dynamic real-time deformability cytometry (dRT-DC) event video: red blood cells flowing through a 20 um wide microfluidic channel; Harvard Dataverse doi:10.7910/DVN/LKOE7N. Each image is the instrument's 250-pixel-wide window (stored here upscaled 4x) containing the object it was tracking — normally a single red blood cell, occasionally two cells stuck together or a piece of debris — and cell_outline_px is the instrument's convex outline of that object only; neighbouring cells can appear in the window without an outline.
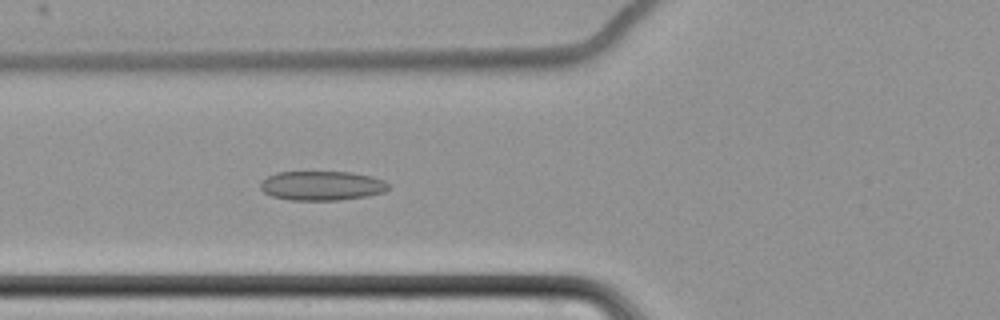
{"species": "common noctule bat (a hibernating species)", "species_latin": "Nyctalus noctula", "temperature_condition": "cold", "stored_images_in_passage": 64, "camera_frame_rate_fps": 3000, "um_per_image_px": 0.085, "animal": {"sex": "female", "body_mass_g": 22.7, "forearm_length_mm": 54.2}, "frame": {"image": 1, "passage_image": 27, "time_ms": 8.667, "image_size_px": [1000, 320], "cell_outline_px": [[388, 188], [384, 192], [364, 196], [340, 200], [292, 200], [272, 196], [264, 192], [260, 188], [260, 184], [268, 176], [276, 172], [352, 172], [372, 176], [384, 180], [388, 184]], "centroid_in_image_um": [27.36, 15.78], "position_along_channel_um": 98.4, "area_um2": 21.79}}
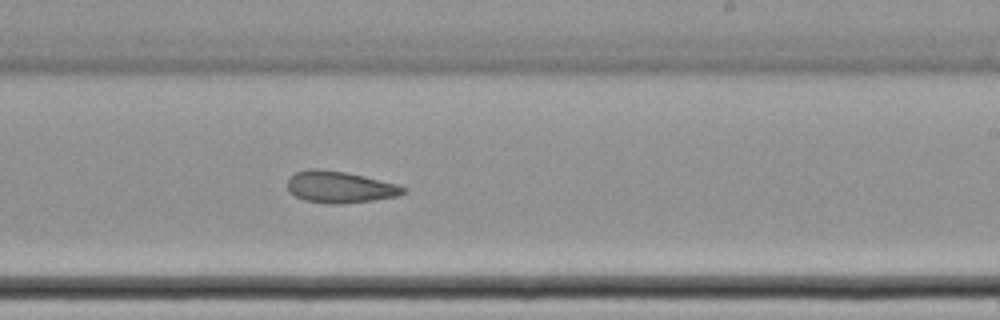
{"frame": {"image": 2, "passage_image": 41, "time_ms": 13.333, "image_size_px": [1000, 320], "cell_outline_px": [[408, 192], [396, 196], [372, 200], [332, 204], [304, 200], [288, 192], [288, 176], [296, 172], [308, 168], [316, 168], [344, 172], [364, 176], [396, 184], [408, 188]], "centroid_in_image_um": [28.86, 15.88], "position_along_channel_um": 260.1, "area_um2": 21.27}}
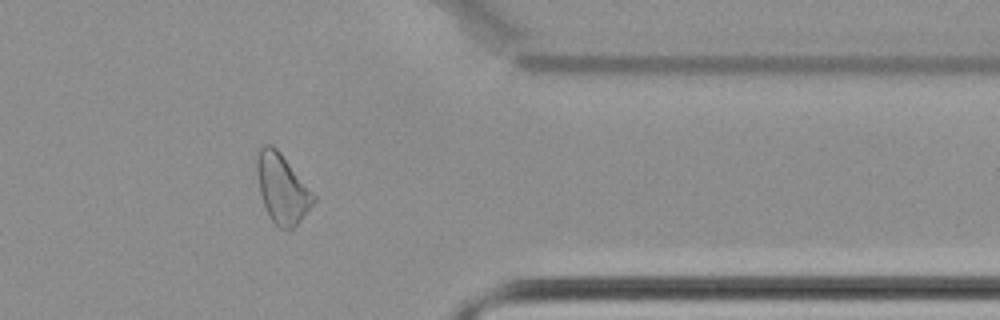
{"frame": {"image": 3, "passage_image": 53, "time_ms": 17.333, "image_size_px": [1000, 320], "cell_outline_px": [[316, 200], [300, 220], [288, 232], [280, 228], [268, 216], [260, 192], [256, 172], [256, 156], [260, 148], [264, 144], [272, 144], [280, 152], [316, 196]], "centroid_in_image_um": [23.96, 16.02], "position_along_channel_um": 387.4, "area_um2": 22.72}, "authors_computed_cell_mechanics": {"area_um2": 23.8714, "velocity_mm_per_s": 3.4706, "shape_relaxation_time_tau1_ms": null, "shape_relaxation_time_tau2_ms": 8.9757, "deformation_change_tau1": null, "deformation_change_tau2": 0.1472}}